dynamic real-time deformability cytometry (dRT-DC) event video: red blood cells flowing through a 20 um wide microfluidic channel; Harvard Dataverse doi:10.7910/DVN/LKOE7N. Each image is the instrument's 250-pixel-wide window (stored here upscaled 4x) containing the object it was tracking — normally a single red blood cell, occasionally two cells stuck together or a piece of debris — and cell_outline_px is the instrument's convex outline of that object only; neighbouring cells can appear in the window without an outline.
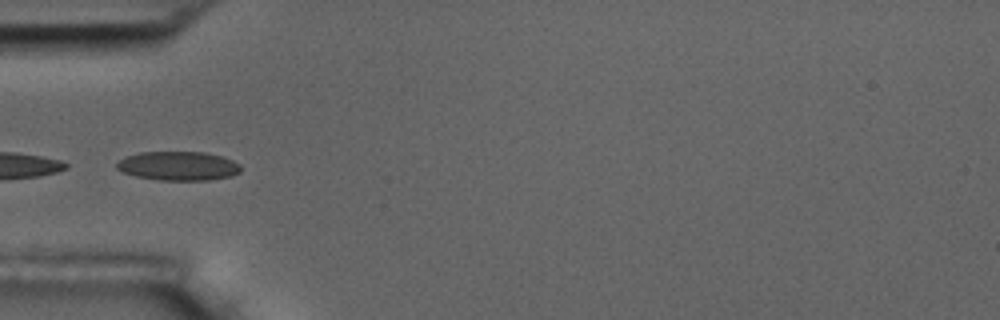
{"species": "common noctule bat (a hibernating species)", "species_latin": "Nyctalus noctula", "temperature_condition": "room temperature", "stored_images_in_passage": 7, "camera_frame_rate_fps": 3000, "um_per_image_px": 0.085, "animal": {"sex": "male", "body_mass_g": 17.5, "forearm_length_mm": 52.3}, "frame": {"image": 1, "passage_image": 5, "time_ms": 5.333, "image_size_px": [1000, 320], "cell_outline_px": [[240, 172], [232, 176], [208, 180], [156, 180], [136, 176], [120, 172], [116, 168], [116, 164], [124, 156], [140, 152], [204, 152], [224, 156], [240, 164]], "centroid_in_image_um": [15.14, 14.1], "position_along_channel_um": 69.9, "area_um2": 21.21}}